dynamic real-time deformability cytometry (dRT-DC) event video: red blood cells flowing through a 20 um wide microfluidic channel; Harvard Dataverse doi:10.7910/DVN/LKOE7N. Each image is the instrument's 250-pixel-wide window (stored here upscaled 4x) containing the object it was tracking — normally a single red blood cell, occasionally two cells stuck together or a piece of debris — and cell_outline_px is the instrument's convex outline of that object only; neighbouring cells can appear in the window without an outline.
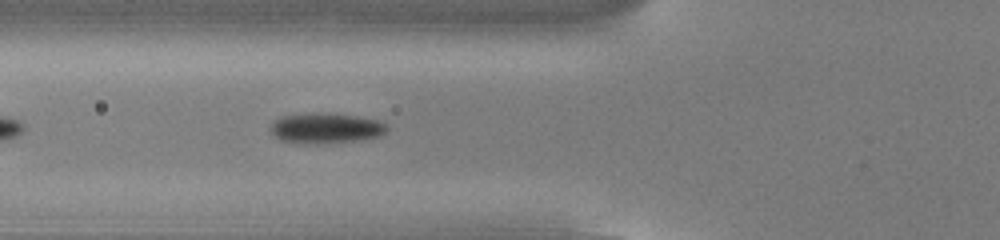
{"species": "common noctule bat (a hibernating species)", "species_latin": "Nyctalus noctula", "temperature_condition": "cold", "stored_images_in_passage": 23, "camera_frame_rate_fps": 3000, "um_per_image_px": 0.085, "animal": {"sex": "male", "body_mass_g": 13.0, "forearm_length_mm": 53.1}, "frame": {"image": 1, "passage_image": 6, "time_ms": 1.667, "image_size_px": [1000, 240], "cell_outline_px": [[388, 128], [380, 136], [360, 140], [316, 144], [308, 144], [280, 140], [272, 132], [272, 124], [276, 120], [284, 116], [356, 116], [376, 120], [388, 124]], "centroid_in_image_um": [27.77, 10.96], "position_along_channel_um": 98.0, "area_um2": 19.31}}
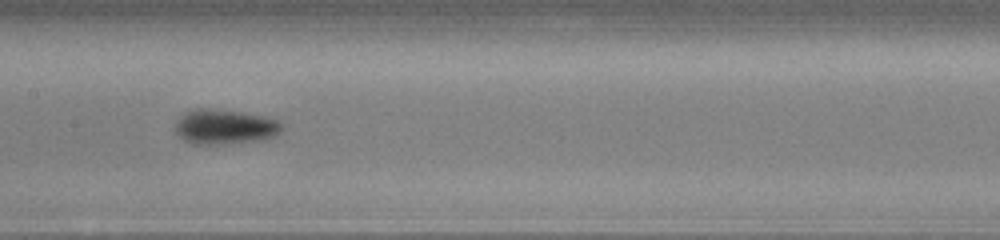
{"frame": {"image": 2, "passage_image": 13, "time_ms": 4.0, "image_size_px": [1000, 240], "cell_outline_px": [[284, 128], [276, 136], [264, 140], [228, 144], [192, 144], [184, 140], [172, 128], [176, 120], [184, 112], [192, 108], [208, 108], [240, 112], [264, 116], [276, 120], [284, 124]], "centroid_in_image_um": [19.09, 10.78], "position_along_channel_um": 188.3, "area_um2": 22.2}}
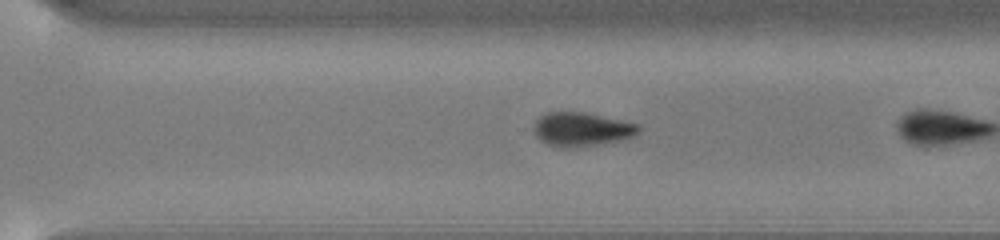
{"frame": {"image": 3, "passage_image": 21, "time_ms": 6.667, "image_size_px": [1000, 240], "cell_outline_px": [[640, 132], [636, 136], [620, 140], [596, 144], [564, 148], [560, 148], [548, 144], [540, 140], [536, 136], [532, 128], [536, 120], [540, 116], [548, 112], [580, 112], [640, 124]], "centroid_in_image_um": [49.43, 10.99], "position_along_channel_um": 321.2, "area_um2": 20.52}}